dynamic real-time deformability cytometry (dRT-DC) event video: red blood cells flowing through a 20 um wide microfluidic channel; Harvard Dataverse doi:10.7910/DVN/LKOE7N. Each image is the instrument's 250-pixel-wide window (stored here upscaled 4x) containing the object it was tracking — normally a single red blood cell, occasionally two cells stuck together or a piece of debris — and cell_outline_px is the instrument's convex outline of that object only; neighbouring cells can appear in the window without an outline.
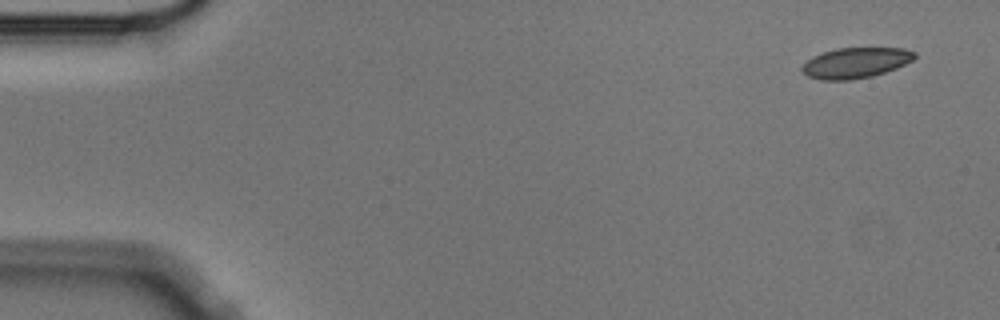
{"species": "Egyptian fruit bat (a non-hibernating species)", "species_latin": "Rousettus aegyptiacus", "temperature_condition": "cold", "stored_images_in_passage": 9, "camera_frame_rate_fps": 3000, "um_per_image_px": 0.085, "animal": {"sex": "male"}, "frame": {"image": 1, "passage_image": 1, "time_ms": 0.0, "image_size_px": [1000, 320], "cell_outline_px": [[916, 56], [912, 60], [896, 68], [872, 76], [852, 80], [820, 80], [808, 76], [800, 68], [812, 56], [836, 48], [904, 48], [916, 52]], "centroid_in_image_um": [72.72, 5.34], "position_along_channel_um": 12.3, "area_um2": 19.94}}
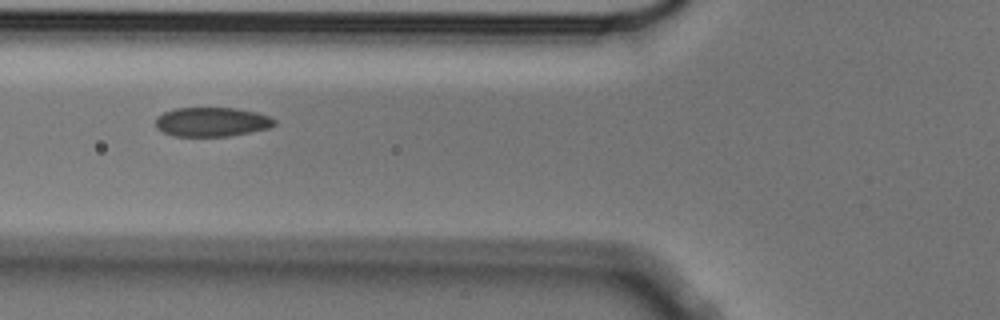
{"frame": {"image": 2, "passage_image": 6, "time_ms": 1.667, "image_size_px": [1000, 320], "cell_outline_px": [[276, 124], [268, 128], [228, 136], [176, 136], [164, 132], [156, 128], [156, 116], [164, 112], [176, 108], [236, 108], [256, 112], [272, 116], [276, 120]], "centroid_in_image_um": [18.02, 10.35], "position_along_channel_um": 107.8, "area_um2": 20.23}}
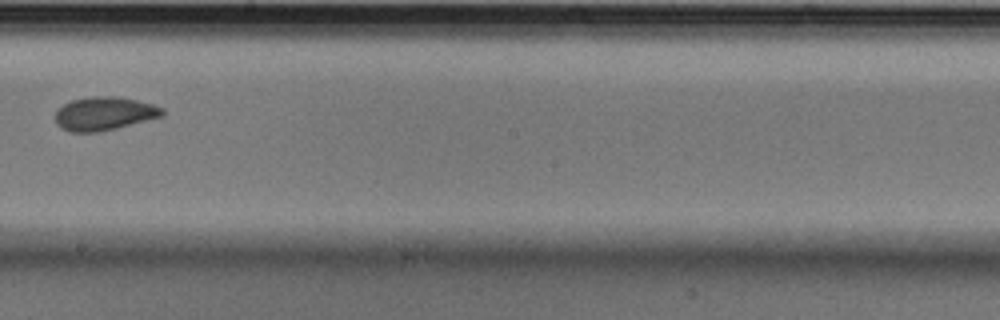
{"frame": {"image": 3, "passage_image": 9, "time_ms": 2.667, "image_size_px": [1000, 320], "cell_outline_px": [[164, 116], [100, 132], [72, 132], [60, 128], [56, 124], [56, 108], [72, 100], [92, 96], [116, 96], [136, 100], [152, 104], [164, 108]], "centroid_in_image_um": [8.85, 9.66], "position_along_channel_um": 239.3, "area_um2": 20.98}}